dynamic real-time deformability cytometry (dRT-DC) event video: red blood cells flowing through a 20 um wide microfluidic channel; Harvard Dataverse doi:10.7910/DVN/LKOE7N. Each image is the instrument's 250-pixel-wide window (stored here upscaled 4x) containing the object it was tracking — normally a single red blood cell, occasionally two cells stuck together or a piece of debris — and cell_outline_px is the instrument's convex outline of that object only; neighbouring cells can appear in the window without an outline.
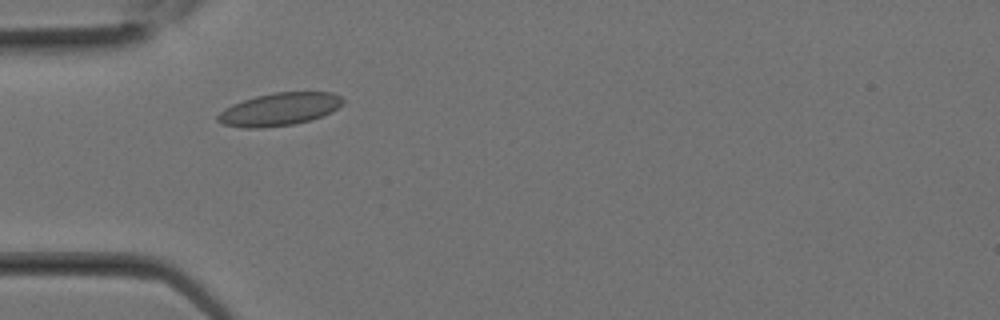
{"species": "Egyptian fruit bat (a non-hibernating species)", "species_latin": "Rousettus aegyptiacus", "temperature_condition": "room temperature", "stored_images_in_passage": 13, "camera_frame_rate_fps": 3000, "um_per_image_px": 0.085, "animal": {"sex": "female"}, "frame": {"image": 1, "passage_image": 5, "time_ms": 1.333, "image_size_px": [1000, 320], "cell_outline_px": [[344, 104], [332, 112], [312, 120], [292, 124], [260, 128], [244, 128], [224, 124], [216, 120], [216, 116], [224, 108], [232, 104], [256, 96], [276, 92], [332, 92], [340, 96], [344, 100]], "centroid_in_image_um": [23.77, 9.28], "position_along_channel_um": 61.2, "area_um2": 23.93}}
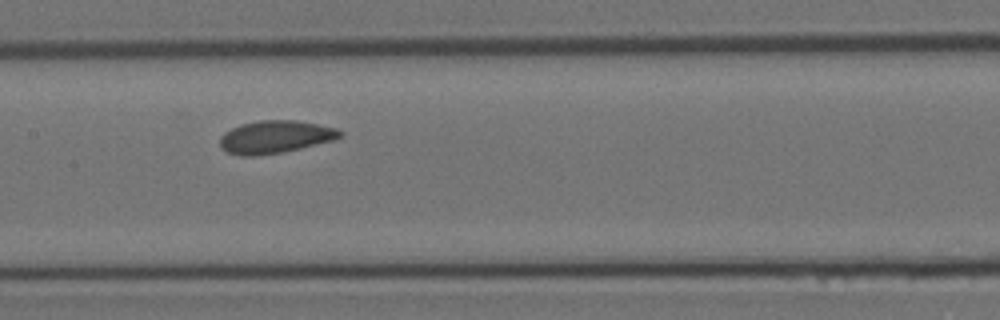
{"frame": {"image": 2, "passage_image": 10, "time_ms": 3.0, "image_size_px": [1000, 320], "cell_outline_px": [[344, 136], [332, 140], [300, 148], [280, 152], [256, 156], [240, 156], [228, 152], [220, 148], [220, 136], [224, 132], [240, 124], [260, 120], [296, 120], [336, 128], [344, 132]], "centroid_in_image_um": [23.37, 11.63], "position_along_channel_um": 184.0, "area_um2": 22.83}}
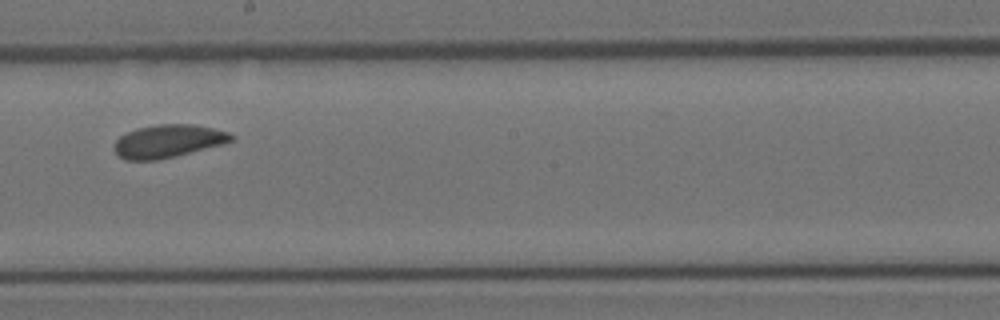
{"frame": {"image": 3, "passage_image": 12, "time_ms": 3.667, "image_size_px": [1000, 320], "cell_outline_px": [[236, 136], [232, 140], [224, 144], [176, 156], [156, 160], [124, 160], [116, 152], [116, 140], [120, 136], [136, 128], [156, 124], [192, 124], [212, 128], [228, 132]], "centroid_in_image_um": [14.32, 11.99], "position_along_channel_um": 233.9, "area_um2": 22.37}}